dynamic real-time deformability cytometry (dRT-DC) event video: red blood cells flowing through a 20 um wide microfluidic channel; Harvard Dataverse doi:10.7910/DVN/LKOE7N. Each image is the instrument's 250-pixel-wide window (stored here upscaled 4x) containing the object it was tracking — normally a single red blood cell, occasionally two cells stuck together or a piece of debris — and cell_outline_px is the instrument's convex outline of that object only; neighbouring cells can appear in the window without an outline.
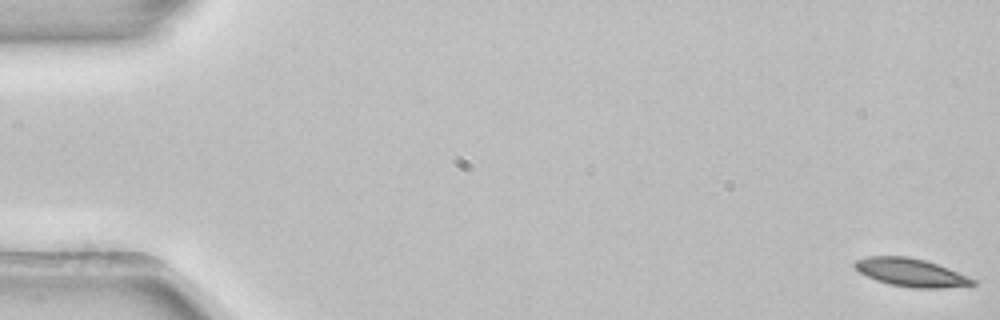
{"species": "common noctule bat (a hibernating species)", "species_latin": "Nyctalus noctula", "temperature_condition": "room temperature", "stored_images_in_passage": 53, "camera_frame_rate_fps": 3000, "um_per_image_px": 0.085, "animal": {"sex": "female", "body_mass_g": 22.7, "forearm_length_mm": 54.2}, "frame": {"image": 1, "passage_image": 1, "time_ms": 0.0, "image_size_px": [1000, 320], "cell_outline_px": [[976, 284], [940, 288], [912, 288], [888, 284], [876, 280], [860, 272], [852, 264], [856, 260], [868, 256], [908, 256], [924, 260], [948, 268], [968, 276], [976, 280]], "centroid_in_image_um": [77.41, 23.16], "position_along_channel_um": 7.6, "area_um2": 19.19}}
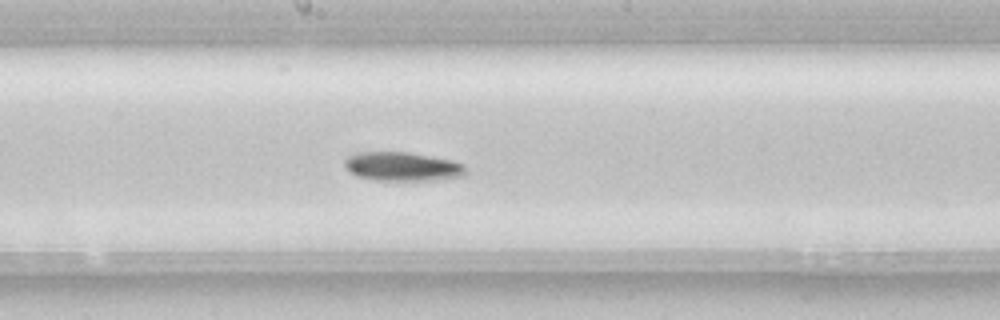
{"frame": {"image": 2, "passage_image": 29, "time_ms": 9.333, "image_size_px": [1000, 320], "cell_outline_px": [[464, 176], [440, 180], [372, 180], [356, 176], [348, 172], [344, 164], [344, 160], [348, 156], [360, 152], [408, 152], [452, 160], [464, 164]], "centroid_in_image_um": [34.17, 14.16], "position_along_channel_um": 214.0, "area_um2": 20.52}}
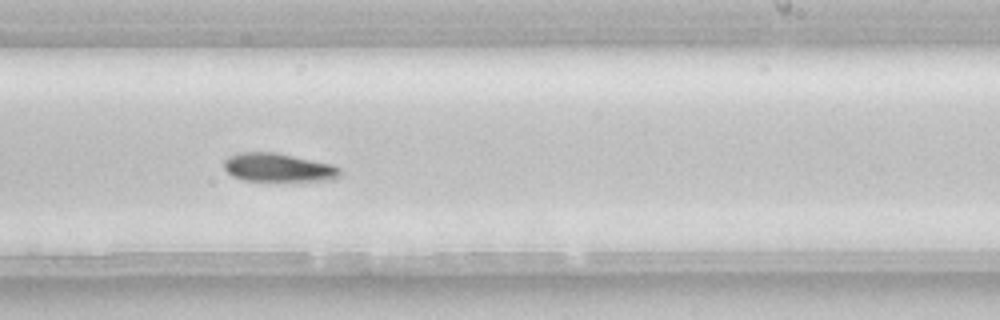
{"frame": {"image": 3, "passage_image": 33, "time_ms": 10.667, "image_size_px": [1000, 320], "cell_outline_px": [[340, 176], [336, 180], [244, 180], [232, 176], [224, 168], [224, 160], [228, 156], [240, 152], [276, 152], [332, 164], [340, 168]], "centroid_in_image_um": [23.65, 14.23], "position_along_channel_um": 265.3, "area_um2": 19.19}, "authors_computed_cell_mechanics": {"area_um2": 19.4208, "velocity_mm_per_s": 3.8783, "shape_relaxation_time_tau1_ms": 4.7672, "shape_relaxation_time_tau2_ms": 2.303, "deformation_change_tau1": 0.1245, "deformation_change_tau2": 0.0903}}